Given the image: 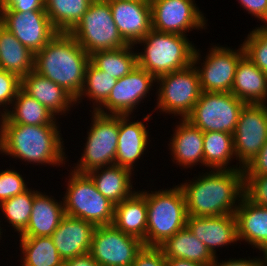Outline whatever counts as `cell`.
<instances>
[{
    "instance_id": "6da1fadb",
    "label": "cell",
    "mask_w": 267,
    "mask_h": 266,
    "mask_svg": "<svg viewBox=\"0 0 267 266\" xmlns=\"http://www.w3.org/2000/svg\"><path fill=\"white\" fill-rule=\"evenodd\" d=\"M202 171L178 184L185 197L188 216L234 214L245 193L244 169Z\"/></svg>"
},
{
    "instance_id": "7a4b0ae2",
    "label": "cell",
    "mask_w": 267,
    "mask_h": 266,
    "mask_svg": "<svg viewBox=\"0 0 267 266\" xmlns=\"http://www.w3.org/2000/svg\"><path fill=\"white\" fill-rule=\"evenodd\" d=\"M60 129V124H13L0 117V155L25 165L65 167L69 159Z\"/></svg>"
},
{
    "instance_id": "3957f363",
    "label": "cell",
    "mask_w": 267,
    "mask_h": 266,
    "mask_svg": "<svg viewBox=\"0 0 267 266\" xmlns=\"http://www.w3.org/2000/svg\"><path fill=\"white\" fill-rule=\"evenodd\" d=\"M90 55L69 32H58L35 53L34 71L61 86L76 99L83 87Z\"/></svg>"
},
{
    "instance_id": "277c9868",
    "label": "cell",
    "mask_w": 267,
    "mask_h": 266,
    "mask_svg": "<svg viewBox=\"0 0 267 266\" xmlns=\"http://www.w3.org/2000/svg\"><path fill=\"white\" fill-rule=\"evenodd\" d=\"M138 45L143 49H139ZM134 46L138 50L137 66L155 78L192 65L196 49L187 36L154 29Z\"/></svg>"
},
{
    "instance_id": "5b68a950",
    "label": "cell",
    "mask_w": 267,
    "mask_h": 266,
    "mask_svg": "<svg viewBox=\"0 0 267 266\" xmlns=\"http://www.w3.org/2000/svg\"><path fill=\"white\" fill-rule=\"evenodd\" d=\"M153 189L138 191L147 203L146 246L159 247L186 227L188 214L185 197L178 184H173L172 188Z\"/></svg>"
},
{
    "instance_id": "8992f818",
    "label": "cell",
    "mask_w": 267,
    "mask_h": 266,
    "mask_svg": "<svg viewBox=\"0 0 267 266\" xmlns=\"http://www.w3.org/2000/svg\"><path fill=\"white\" fill-rule=\"evenodd\" d=\"M69 169L66 190L62 192L65 193L62 197L65 214L88 221L95 227L112 225L115 205L97 190L87 173Z\"/></svg>"
},
{
    "instance_id": "52a82bcc",
    "label": "cell",
    "mask_w": 267,
    "mask_h": 266,
    "mask_svg": "<svg viewBox=\"0 0 267 266\" xmlns=\"http://www.w3.org/2000/svg\"><path fill=\"white\" fill-rule=\"evenodd\" d=\"M156 105L152 112L185 119L192 111L202 92L199 75L189 67L156 78ZM159 111V112H158Z\"/></svg>"
},
{
    "instance_id": "ba28073f",
    "label": "cell",
    "mask_w": 267,
    "mask_h": 266,
    "mask_svg": "<svg viewBox=\"0 0 267 266\" xmlns=\"http://www.w3.org/2000/svg\"><path fill=\"white\" fill-rule=\"evenodd\" d=\"M91 123L88 126L86 143L78 161L70 168L79 173L115 165L119 137V115H104L89 110Z\"/></svg>"
},
{
    "instance_id": "9c48e42d",
    "label": "cell",
    "mask_w": 267,
    "mask_h": 266,
    "mask_svg": "<svg viewBox=\"0 0 267 266\" xmlns=\"http://www.w3.org/2000/svg\"><path fill=\"white\" fill-rule=\"evenodd\" d=\"M69 33L89 55L128 45L118 32L108 0H93Z\"/></svg>"
},
{
    "instance_id": "30bf717a",
    "label": "cell",
    "mask_w": 267,
    "mask_h": 266,
    "mask_svg": "<svg viewBox=\"0 0 267 266\" xmlns=\"http://www.w3.org/2000/svg\"><path fill=\"white\" fill-rule=\"evenodd\" d=\"M211 45L206 55L204 54L205 57L197 46L193 56L192 64L198 72L201 90L231 92L237 64L245 55L244 48L242 44L238 49L218 43Z\"/></svg>"
},
{
    "instance_id": "8fae6325",
    "label": "cell",
    "mask_w": 267,
    "mask_h": 266,
    "mask_svg": "<svg viewBox=\"0 0 267 266\" xmlns=\"http://www.w3.org/2000/svg\"><path fill=\"white\" fill-rule=\"evenodd\" d=\"M246 103L231 92H201L191 113L185 118L203 132L233 134Z\"/></svg>"
},
{
    "instance_id": "7c38bea8",
    "label": "cell",
    "mask_w": 267,
    "mask_h": 266,
    "mask_svg": "<svg viewBox=\"0 0 267 266\" xmlns=\"http://www.w3.org/2000/svg\"><path fill=\"white\" fill-rule=\"evenodd\" d=\"M150 6L152 29L159 32L188 36L187 33L202 31L209 25L195 0H150Z\"/></svg>"
},
{
    "instance_id": "4fadbf2b",
    "label": "cell",
    "mask_w": 267,
    "mask_h": 266,
    "mask_svg": "<svg viewBox=\"0 0 267 266\" xmlns=\"http://www.w3.org/2000/svg\"><path fill=\"white\" fill-rule=\"evenodd\" d=\"M144 246L139 238L123 233L113 225L97 226L89 253L101 266H132Z\"/></svg>"
},
{
    "instance_id": "5bb4252c",
    "label": "cell",
    "mask_w": 267,
    "mask_h": 266,
    "mask_svg": "<svg viewBox=\"0 0 267 266\" xmlns=\"http://www.w3.org/2000/svg\"><path fill=\"white\" fill-rule=\"evenodd\" d=\"M156 87V78L137 66L126 76L117 79L107 100L96 110L104 115H133L137 107ZM148 94V95H147Z\"/></svg>"
},
{
    "instance_id": "9a60e30c",
    "label": "cell",
    "mask_w": 267,
    "mask_h": 266,
    "mask_svg": "<svg viewBox=\"0 0 267 266\" xmlns=\"http://www.w3.org/2000/svg\"><path fill=\"white\" fill-rule=\"evenodd\" d=\"M267 141V104H245L233 133L234 151L244 168Z\"/></svg>"
},
{
    "instance_id": "2e32d148",
    "label": "cell",
    "mask_w": 267,
    "mask_h": 266,
    "mask_svg": "<svg viewBox=\"0 0 267 266\" xmlns=\"http://www.w3.org/2000/svg\"><path fill=\"white\" fill-rule=\"evenodd\" d=\"M0 19L2 25L34 54L58 33L46 11L2 12Z\"/></svg>"
},
{
    "instance_id": "e0dca14e",
    "label": "cell",
    "mask_w": 267,
    "mask_h": 266,
    "mask_svg": "<svg viewBox=\"0 0 267 266\" xmlns=\"http://www.w3.org/2000/svg\"><path fill=\"white\" fill-rule=\"evenodd\" d=\"M152 114L151 112L143 116L142 120L144 122L142 120L139 121V118L135 120L134 115H119V137L115 165L126 167L133 173H135L134 169L138 171L135 168L136 166L138 167V161H142L143 156L148 152V146H152L150 145L151 137L149 138V136L151 135L148 130L149 126L145 123L153 119Z\"/></svg>"
},
{
    "instance_id": "ac0fdd59",
    "label": "cell",
    "mask_w": 267,
    "mask_h": 266,
    "mask_svg": "<svg viewBox=\"0 0 267 266\" xmlns=\"http://www.w3.org/2000/svg\"><path fill=\"white\" fill-rule=\"evenodd\" d=\"M118 32L129 45H135L152 29L150 0H108Z\"/></svg>"
},
{
    "instance_id": "d6986e66",
    "label": "cell",
    "mask_w": 267,
    "mask_h": 266,
    "mask_svg": "<svg viewBox=\"0 0 267 266\" xmlns=\"http://www.w3.org/2000/svg\"><path fill=\"white\" fill-rule=\"evenodd\" d=\"M186 226L206 245L214 257H217L218 249L225 246L229 248L239 241L235 214L210 217L188 216Z\"/></svg>"
},
{
    "instance_id": "ffe728a7",
    "label": "cell",
    "mask_w": 267,
    "mask_h": 266,
    "mask_svg": "<svg viewBox=\"0 0 267 266\" xmlns=\"http://www.w3.org/2000/svg\"><path fill=\"white\" fill-rule=\"evenodd\" d=\"M176 122L173 134L168 141L170 158L181 169H193L196 165L204 166L203 131L191 124L187 119Z\"/></svg>"
},
{
    "instance_id": "44dd1931",
    "label": "cell",
    "mask_w": 267,
    "mask_h": 266,
    "mask_svg": "<svg viewBox=\"0 0 267 266\" xmlns=\"http://www.w3.org/2000/svg\"><path fill=\"white\" fill-rule=\"evenodd\" d=\"M94 229L90 222L65 214L50 237L65 261L90 252Z\"/></svg>"
},
{
    "instance_id": "7402d4cb",
    "label": "cell",
    "mask_w": 267,
    "mask_h": 266,
    "mask_svg": "<svg viewBox=\"0 0 267 266\" xmlns=\"http://www.w3.org/2000/svg\"><path fill=\"white\" fill-rule=\"evenodd\" d=\"M21 89L44 105L58 119L71 114V109L76 106L75 99L61 86L34 70L21 79Z\"/></svg>"
},
{
    "instance_id": "603a6c76",
    "label": "cell",
    "mask_w": 267,
    "mask_h": 266,
    "mask_svg": "<svg viewBox=\"0 0 267 266\" xmlns=\"http://www.w3.org/2000/svg\"><path fill=\"white\" fill-rule=\"evenodd\" d=\"M238 239L261 250L267 245V207L251 202L245 195L235 211Z\"/></svg>"
},
{
    "instance_id": "cb8c5ba5",
    "label": "cell",
    "mask_w": 267,
    "mask_h": 266,
    "mask_svg": "<svg viewBox=\"0 0 267 266\" xmlns=\"http://www.w3.org/2000/svg\"><path fill=\"white\" fill-rule=\"evenodd\" d=\"M63 198L57 200L51 194L39 191L33 199V207L26 229L18 237L51 236L65 215Z\"/></svg>"
},
{
    "instance_id": "d4e9b609",
    "label": "cell",
    "mask_w": 267,
    "mask_h": 266,
    "mask_svg": "<svg viewBox=\"0 0 267 266\" xmlns=\"http://www.w3.org/2000/svg\"><path fill=\"white\" fill-rule=\"evenodd\" d=\"M231 93L246 104H267V74L246 55L237 64Z\"/></svg>"
},
{
    "instance_id": "484cf974",
    "label": "cell",
    "mask_w": 267,
    "mask_h": 266,
    "mask_svg": "<svg viewBox=\"0 0 267 266\" xmlns=\"http://www.w3.org/2000/svg\"><path fill=\"white\" fill-rule=\"evenodd\" d=\"M96 185L97 190L114 205L129 198L137 189L133 186V175L130 169L111 165L93 169L87 173Z\"/></svg>"
},
{
    "instance_id": "4316f807",
    "label": "cell",
    "mask_w": 267,
    "mask_h": 266,
    "mask_svg": "<svg viewBox=\"0 0 267 266\" xmlns=\"http://www.w3.org/2000/svg\"><path fill=\"white\" fill-rule=\"evenodd\" d=\"M112 225L123 233L139 238L146 246L147 203L138 190L114 206Z\"/></svg>"
},
{
    "instance_id": "83f0119b",
    "label": "cell",
    "mask_w": 267,
    "mask_h": 266,
    "mask_svg": "<svg viewBox=\"0 0 267 266\" xmlns=\"http://www.w3.org/2000/svg\"><path fill=\"white\" fill-rule=\"evenodd\" d=\"M35 54L3 25L0 26V69L20 79L34 70Z\"/></svg>"
},
{
    "instance_id": "f1b7e54d",
    "label": "cell",
    "mask_w": 267,
    "mask_h": 266,
    "mask_svg": "<svg viewBox=\"0 0 267 266\" xmlns=\"http://www.w3.org/2000/svg\"><path fill=\"white\" fill-rule=\"evenodd\" d=\"M159 248L166 259H186L201 264H212L215 258L187 226L168 238Z\"/></svg>"
},
{
    "instance_id": "f546056e",
    "label": "cell",
    "mask_w": 267,
    "mask_h": 266,
    "mask_svg": "<svg viewBox=\"0 0 267 266\" xmlns=\"http://www.w3.org/2000/svg\"><path fill=\"white\" fill-rule=\"evenodd\" d=\"M6 123L23 125L62 124L58 118L35 98L22 89L15 96L10 108L0 116Z\"/></svg>"
},
{
    "instance_id": "4dcf8cb0",
    "label": "cell",
    "mask_w": 267,
    "mask_h": 266,
    "mask_svg": "<svg viewBox=\"0 0 267 266\" xmlns=\"http://www.w3.org/2000/svg\"><path fill=\"white\" fill-rule=\"evenodd\" d=\"M203 138L204 167L208 170L244 169L238 162L231 165L232 161L237 160L233 134L219 131L203 132Z\"/></svg>"
},
{
    "instance_id": "1f68e13d",
    "label": "cell",
    "mask_w": 267,
    "mask_h": 266,
    "mask_svg": "<svg viewBox=\"0 0 267 266\" xmlns=\"http://www.w3.org/2000/svg\"><path fill=\"white\" fill-rule=\"evenodd\" d=\"M18 238L20 266H63L64 260L50 236Z\"/></svg>"
},
{
    "instance_id": "d6a6232c",
    "label": "cell",
    "mask_w": 267,
    "mask_h": 266,
    "mask_svg": "<svg viewBox=\"0 0 267 266\" xmlns=\"http://www.w3.org/2000/svg\"><path fill=\"white\" fill-rule=\"evenodd\" d=\"M134 45L115 50L97 51L90 55V61L113 78L120 79L137 67V53Z\"/></svg>"
},
{
    "instance_id": "836d02e7",
    "label": "cell",
    "mask_w": 267,
    "mask_h": 266,
    "mask_svg": "<svg viewBox=\"0 0 267 266\" xmlns=\"http://www.w3.org/2000/svg\"><path fill=\"white\" fill-rule=\"evenodd\" d=\"M93 0H45V11L58 32H70Z\"/></svg>"
},
{
    "instance_id": "e575fe53",
    "label": "cell",
    "mask_w": 267,
    "mask_h": 266,
    "mask_svg": "<svg viewBox=\"0 0 267 266\" xmlns=\"http://www.w3.org/2000/svg\"><path fill=\"white\" fill-rule=\"evenodd\" d=\"M116 82V78L98 69L90 61L86 68L82 90L75 99L76 107L87 98L86 100L92 101L90 104L92 111H96L107 100Z\"/></svg>"
},
{
    "instance_id": "d590c367",
    "label": "cell",
    "mask_w": 267,
    "mask_h": 266,
    "mask_svg": "<svg viewBox=\"0 0 267 266\" xmlns=\"http://www.w3.org/2000/svg\"><path fill=\"white\" fill-rule=\"evenodd\" d=\"M39 189H29L21 194L13 196L0 203V211L8 227H12L13 233L20 235L27 227L33 207L34 196Z\"/></svg>"
},
{
    "instance_id": "8d00e7d4",
    "label": "cell",
    "mask_w": 267,
    "mask_h": 266,
    "mask_svg": "<svg viewBox=\"0 0 267 266\" xmlns=\"http://www.w3.org/2000/svg\"><path fill=\"white\" fill-rule=\"evenodd\" d=\"M260 25V26H259ZM241 42L245 55L267 74V24H259Z\"/></svg>"
},
{
    "instance_id": "74e56055",
    "label": "cell",
    "mask_w": 267,
    "mask_h": 266,
    "mask_svg": "<svg viewBox=\"0 0 267 266\" xmlns=\"http://www.w3.org/2000/svg\"><path fill=\"white\" fill-rule=\"evenodd\" d=\"M9 167L0 171V203L29 189L24 175Z\"/></svg>"
},
{
    "instance_id": "f35d334b",
    "label": "cell",
    "mask_w": 267,
    "mask_h": 266,
    "mask_svg": "<svg viewBox=\"0 0 267 266\" xmlns=\"http://www.w3.org/2000/svg\"><path fill=\"white\" fill-rule=\"evenodd\" d=\"M21 89V79L12 73L0 69V116L11 106Z\"/></svg>"
},
{
    "instance_id": "ab89813d",
    "label": "cell",
    "mask_w": 267,
    "mask_h": 266,
    "mask_svg": "<svg viewBox=\"0 0 267 266\" xmlns=\"http://www.w3.org/2000/svg\"><path fill=\"white\" fill-rule=\"evenodd\" d=\"M244 190L251 202L267 207V175H244Z\"/></svg>"
},
{
    "instance_id": "60d3db41",
    "label": "cell",
    "mask_w": 267,
    "mask_h": 266,
    "mask_svg": "<svg viewBox=\"0 0 267 266\" xmlns=\"http://www.w3.org/2000/svg\"><path fill=\"white\" fill-rule=\"evenodd\" d=\"M132 266H167V263L159 247L144 246L136 255Z\"/></svg>"
},
{
    "instance_id": "b9f144b4",
    "label": "cell",
    "mask_w": 267,
    "mask_h": 266,
    "mask_svg": "<svg viewBox=\"0 0 267 266\" xmlns=\"http://www.w3.org/2000/svg\"><path fill=\"white\" fill-rule=\"evenodd\" d=\"M2 12L45 11V0H3Z\"/></svg>"
},
{
    "instance_id": "7bdbcfd3",
    "label": "cell",
    "mask_w": 267,
    "mask_h": 266,
    "mask_svg": "<svg viewBox=\"0 0 267 266\" xmlns=\"http://www.w3.org/2000/svg\"><path fill=\"white\" fill-rule=\"evenodd\" d=\"M242 10L248 12L252 17L267 24V0H237Z\"/></svg>"
},
{
    "instance_id": "ee69618b",
    "label": "cell",
    "mask_w": 267,
    "mask_h": 266,
    "mask_svg": "<svg viewBox=\"0 0 267 266\" xmlns=\"http://www.w3.org/2000/svg\"><path fill=\"white\" fill-rule=\"evenodd\" d=\"M244 175H267V141L253 160L244 167Z\"/></svg>"
},
{
    "instance_id": "f6af8a7d",
    "label": "cell",
    "mask_w": 267,
    "mask_h": 266,
    "mask_svg": "<svg viewBox=\"0 0 267 266\" xmlns=\"http://www.w3.org/2000/svg\"><path fill=\"white\" fill-rule=\"evenodd\" d=\"M247 258V259H246ZM219 259V260H218ZM226 260V261H225ZM223 261V259L215 257L214 261L212 263V266H264V261L262 259V256H255L254 258L248 256L244 258H229Z\"/></svg>"
},
{
    "instance_id": "bcb514c9",
    "label": "cell",
    "mask_w": 267,
    "mask_h": 266,
    "mask_svg": "<svg viewBox=\"0 0 267 266\" xmlns=\"http://www.w3.org/2000/svg\"><path fill=\"white\" fill-rule=\"evenodd\" d=\"M63 266H101L90 253L76 256L64 261Z\"/></svg>"
},
{
    "instance_id": "7dc6e473",
    "label": "cell",
    "mask_w": 267,
    "mask_h": 266,
    "mask_svg": "<svg viewBox=\"0 0 267 266\" xmlns=\"http://www.w3.org/2000/svg\"><path fill=\"white\" fill-rule=\"evenodd\" d=\"M167 266H212V264H201L186 259H166Z\"/></svg>"
},
{
    "instance_id": "c3c4849f",
    "label": "cell",
    "mask_w": 267,
    "mask_h": 266,
    "mask_svg": "<svg viewBox=\"0 0 267 266\" xmlns=\"http://www.w3.org/2000/svg\"><path fill=\"white\" fill-rule=\"evenodd\" d=\"M261 252H262L261 255H263L262 259L264 261V266H267V245L264 248H262L258 253H261Z\"/></svg>"
},
{
    "instance_id": "681fc988",
    "label": "cell",
    "mask_w": 267,
    "mask_h": 266,
    "mask_svg": "<svg viewBox=\"0 0 267 266\" xmlns=\"http://www.w3.org/2000/svg\"><path fill=\"white\" fill-rule=\"evenodd\" d=\"M0 218H1V217H0ZM1 222H3V221L0 220V241L3 239V238H2V237H3V236H2V235H3V232L6 231V229H3V228H2L3 223L1 224ZM1 225H2V226H1ZM3 230H4V231H3Z\"/></svg>"
},
{
    "instance_id": "f907efd6",
    "label": "cell",
    "mask_w": 267,
    "mask_h": 266,
    "mask_svg": "<svg viewBox=\"0 0 267 266\" xmlns=\"http://www.w3.org/2000/svg\"><path fill=\"white\" fill-rule=\"evenodd\" d=\"M3 9H4L3 0H0V16L2 14Z\"/></svg>"
}]
</instances>
